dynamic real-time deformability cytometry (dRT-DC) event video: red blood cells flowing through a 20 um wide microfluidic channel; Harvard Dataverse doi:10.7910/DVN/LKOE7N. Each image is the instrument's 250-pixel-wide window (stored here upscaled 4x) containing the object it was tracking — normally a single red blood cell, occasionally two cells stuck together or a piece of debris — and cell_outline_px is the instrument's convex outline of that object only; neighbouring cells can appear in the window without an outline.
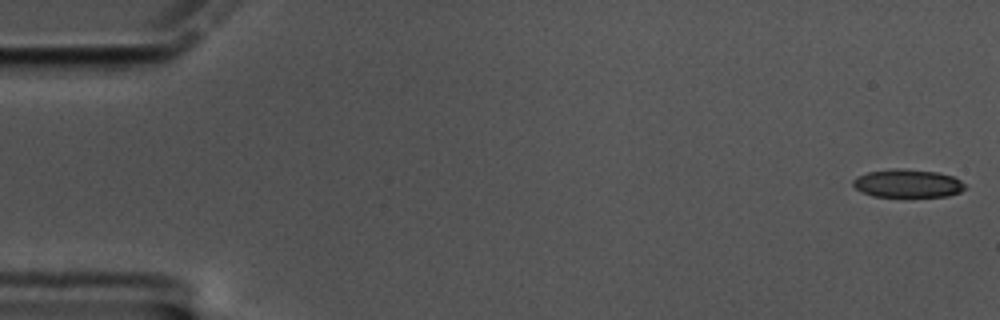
{"species": "common noctule bat (a hibernating species)", "species_latin": "Nyctalus noctula", "temperature_condition": "cold", "stored_images_in_passage": 59, "camera_frame_rate_fps": 3000, "um_per_image_px": 0.085, "animal": {"sex": "male", "body_mass_g": 17.5, "forearm_length_mm": 52.3}, "frame": {"image": 1, "passage_image": 1, "time_ms": 0.0, "image_size_px": [1000, 320], "cell_outline_px": [[964, 188], [960, 192], [948, 196], [872, 196], [856, 188], [852, 184], [852, 180], [856, 176], [868, 172], [896, 168], [900, 168], [936, 172], [952, 176], [960, 180], [964, 184]], "centroid_in_image_um": [77.12, 15.58], "position_along_channel_um": 7.9, "area_um2": 18.15}}
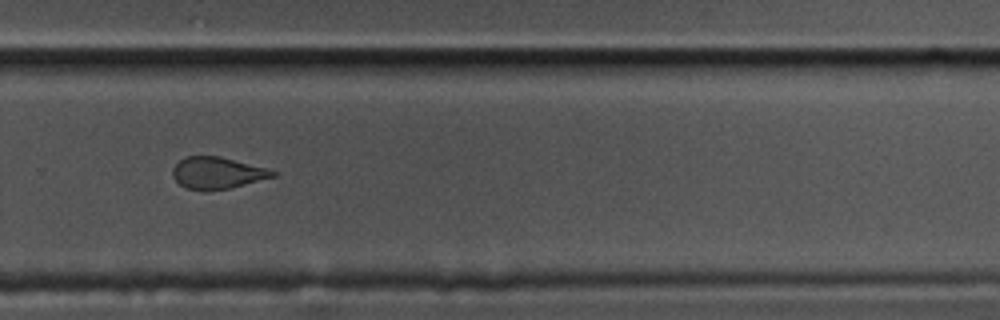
{"frame": {"image": 2, "passage_image": 40, "time_ms": 13.0, "image_size_px": [1000, 320], "cell_outline_px": [[276, 176], [228, 188], [204, 192], [188, 188], [180, 184], [172, 176], [172, 168], [184, 156], [220, 156], [268, 168], [276, 172]], "centroid_in_image_um": [18.44, 14.7], "position_along_channel_um": 311.4, "area_um2": 18.55}}
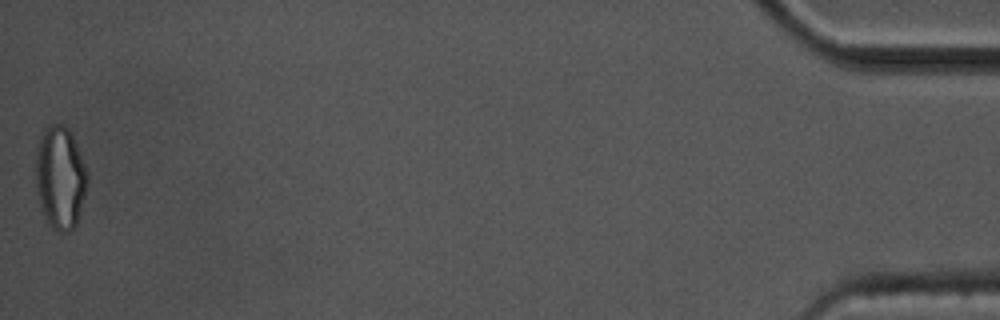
{"frame": {"image": 3, "passage_image": 59, "time_ms": 19.333, "image_size_px": [1000, 320], "cell_outline_px": [[88, 180], [84, 196], [76, 224], [68, 232], [60, 232], [52, 228], [48, 224], [40, 208], [36, 192], [32, 168], [36, 148], [44, 128], [52, 124], [64, 124], [68, 128], [76, 144], [84, 164], [88, 176]], "centroid_in_image_um": [5.04, 15.09], "position_along_channel_um": 430.2, "area_um2": 31.56}, "authors_computed_cell_mechanics": {"area_um2": 19.7098, "velocity_mm_per_s": 3.3945, "shape_relaxation_time_tau1_ms": 6.5972, "shape_relaxation_time_tau2_ms": 1.8975, "deformation_change_tau1": 0.1707, "deformation_change_tau2": 0.0936}}